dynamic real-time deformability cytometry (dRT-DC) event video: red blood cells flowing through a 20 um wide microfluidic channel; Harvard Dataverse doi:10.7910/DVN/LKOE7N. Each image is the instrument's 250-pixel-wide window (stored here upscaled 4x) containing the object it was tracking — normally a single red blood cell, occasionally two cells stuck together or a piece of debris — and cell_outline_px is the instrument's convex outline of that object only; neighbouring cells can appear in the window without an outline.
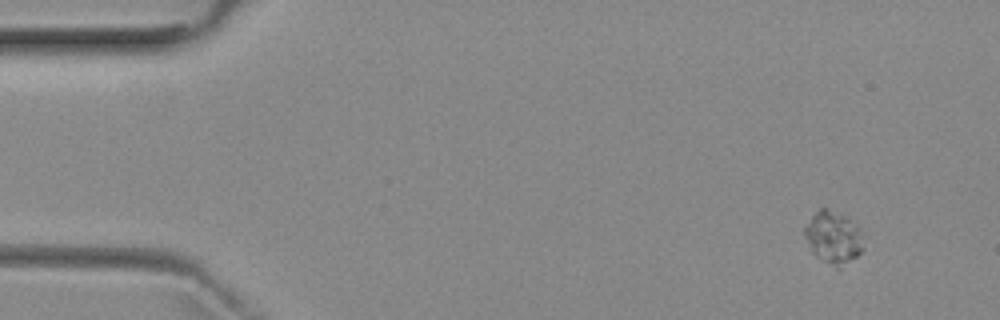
{"species": "common noctule bat (a hibernating species)", "species_latin": "Nyctalus noctula", "temperature_condition": "room temperature", "stored_images_in_passage": 5, "camera_frame_rate_fps": 3000, "um_per_image_px": 0.085, "animal": {"sex": "female", "body_mass_g": 29.2, "forearm_length_mm": 56.3}, "frame": {"image": 1, "passage_image": 1, "time_ms": 0.0, "image_size_px": [1000, 320], "cell_outline_px": [[864, 248], [856, 256], [840, 268], [836, 268], [820, 260], [808, 248], [804, 236], [804, 228], [812, 216], [820, 208], [828, 208], [844, 216], [860, 228]], "centroid_in_image_um": [70.81, 20.21], "position_along_channel_um": 14.2, "area_um2": 17.98}}